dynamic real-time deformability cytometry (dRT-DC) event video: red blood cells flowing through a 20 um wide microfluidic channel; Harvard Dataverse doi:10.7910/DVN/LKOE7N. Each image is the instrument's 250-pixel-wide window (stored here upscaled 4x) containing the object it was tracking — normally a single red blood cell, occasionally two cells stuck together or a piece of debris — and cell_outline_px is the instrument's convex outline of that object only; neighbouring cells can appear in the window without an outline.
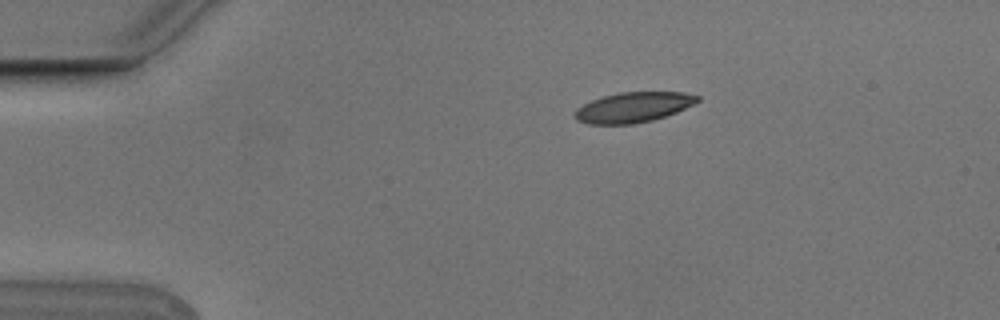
{"species": "Egyptian fruit bat (a non-hibernating species)", "species_latin": "Rousettus aegyptiacus", "temperature_condition": "cold", "stored_images_in_passage": 4, "camera_frame_rate_fps": 3000, "um_per_image_px": 0.085, "animal": {"sex": "male"}, "frame": {"image": 1, "passage_image": 1, "time_ms": 0.0, "image_size_px": [1000, 320], "cell_outline_px": [[700, 100], [676, 112], [652, 120], [632, 124], [588, 124], [576, 120], [572, 116], [576, 108], [592, 100], [604, 96], [620, 92], [684, 92], [700, 96]], "centroid_in_image_um": [53.79, 9.12], "position_along_channel_um": 31.2, "area_um2": 21.5}}
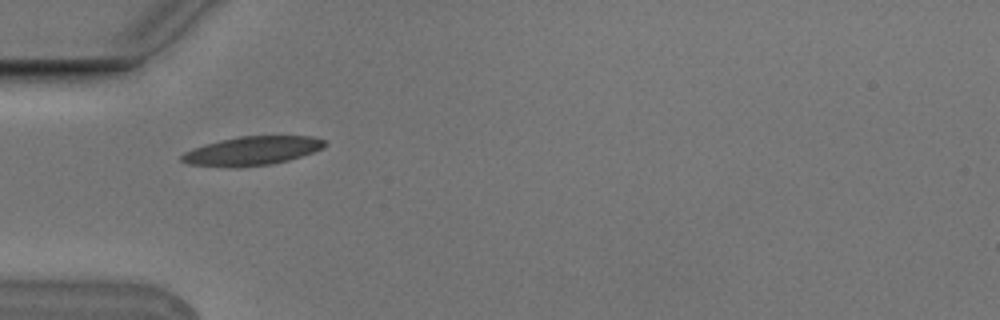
{"frame": {"image": 2, "passage_image": 3, "time_ms": 0.667, "image_size_px": [1000, 320], "cell_outline_px": [[328, 144], [324, 148], [288, 160], [272, 164], [236, 168], [188, 164], [180, 160], [180, 156], [184, 152], [192, 148], [204, 144], [220, 140], [240, 136], [312, 136], [324, 140]], "centroid_in_image_um": [21.4, 12.82], "position_along_channel_um": 63.6, "area_um2": 24.16}}